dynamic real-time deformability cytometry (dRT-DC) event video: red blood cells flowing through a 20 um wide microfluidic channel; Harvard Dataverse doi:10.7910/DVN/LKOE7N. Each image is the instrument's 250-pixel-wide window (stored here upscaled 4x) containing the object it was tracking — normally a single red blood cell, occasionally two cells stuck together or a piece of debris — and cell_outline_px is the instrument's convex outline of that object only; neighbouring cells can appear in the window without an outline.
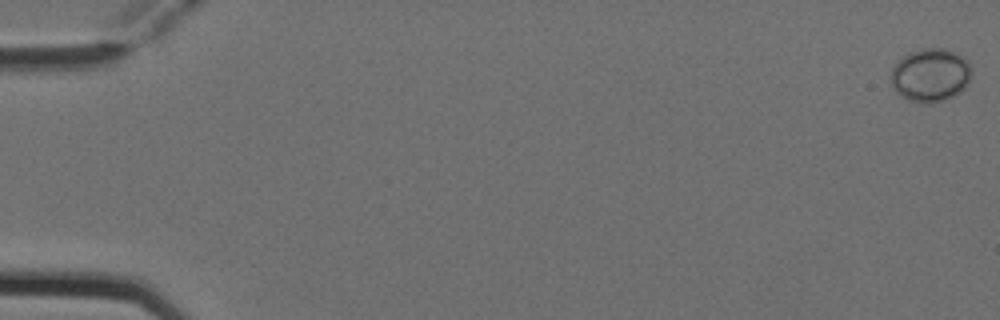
{"species": "Egyptian fruit bat (a non-hibernating species)", "species_latin": "Rousettus aegyptiacus", "temperature_condition": "cold", "stored_images_in_passage": 6, "camera_frame_rate_fps": 3000, "um_per_image_px": 0.085, "animal": {"sex": "female"}, "frame": {"image": 1, "passage_image": 1, "time_ms": 0.0, "image_size_px": [1000, 320], "cell_outline_px": [[972, 72], [968, 84], [960, 92], [944, 100], [928, 104], [924, 104], [908, 100], [900, 96], [892, 88], [892, 68], [904, 56], [912, 52], [924, 48], [936, 48], [952, 52], [968, 60], [972, 68]], "centroid_in_image_um": [79.1, 6.42], "position_along_channel_um": 5.9, "area_um2": 24.91}}
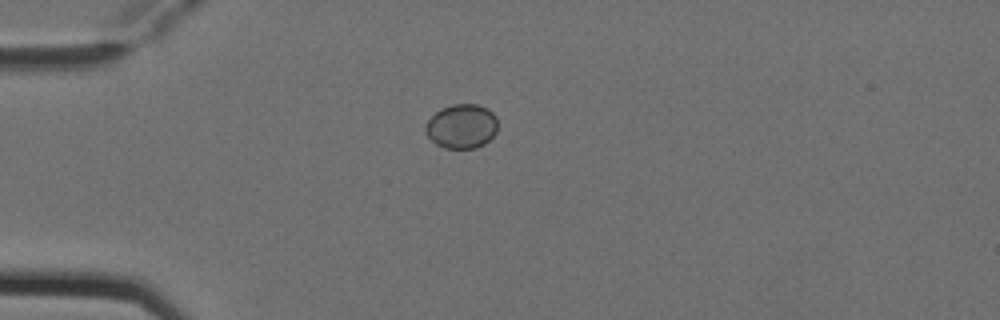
{"frame": {"image": 2, "passage_image": 5, "time_ms": 1.333, "image_size_px": [1000, 320], "cell_outline_px": [[496, 132], [484, 144], [476, 148], [444, 148], [436, 144], [424, 132], [424, 124], [440, 108], [452, 104], [476, 104], [488, 108], [496, 116]], "centroid_in_image_um": [39.21, 10.72], "position_along_channel_um": 45.8, "area_um2": 18.73}}
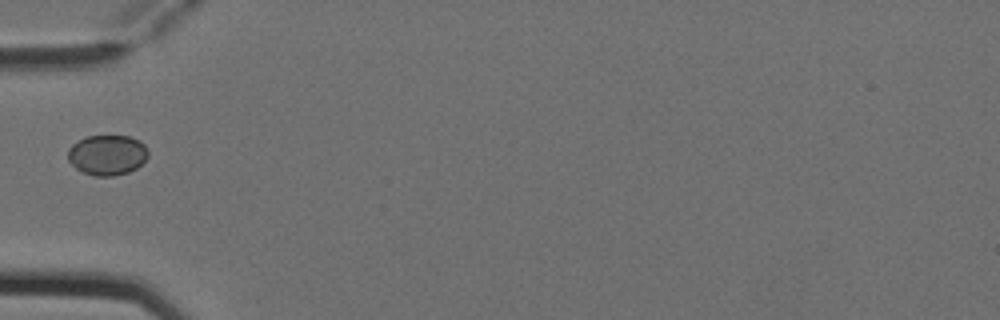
{"frame": {"image": 3, "passage_image": 6, "time_ms": 1.667, "image_size_px": [1000, 320], "cell_outline_px": [[148, 156], [136, 168], [128, 172], [112, 176], [92, 176], [80, 172], [68, 160], [68, 148], [72, 144], [88, 136], [128, 136], [140, 140], [144, 144], [148, 152]], "centroid_in_image_um": [9.1, 13.18], "position_along_channel_um": 75.9, "area_um2": 18.84}}